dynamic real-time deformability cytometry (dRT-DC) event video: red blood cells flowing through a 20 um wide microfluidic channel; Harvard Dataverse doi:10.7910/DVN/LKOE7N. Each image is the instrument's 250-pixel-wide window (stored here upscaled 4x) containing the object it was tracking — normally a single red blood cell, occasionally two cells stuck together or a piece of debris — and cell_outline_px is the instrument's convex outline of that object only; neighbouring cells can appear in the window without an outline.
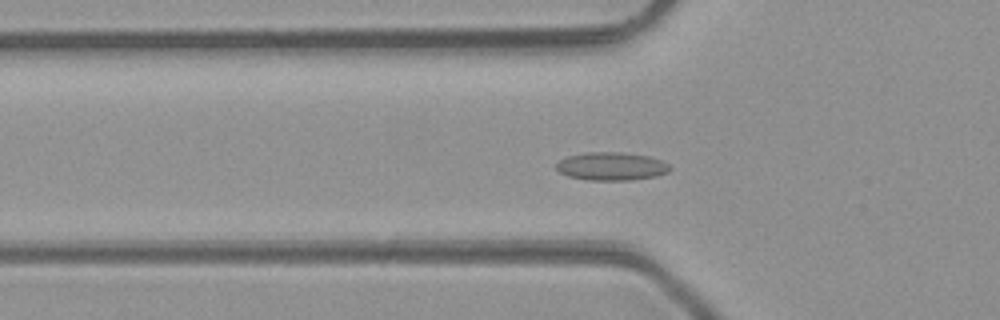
{"species": "common noctule bat (a hibernating species)", "species_latin": "Nyctalus noctula", "temperature_condition": "room temperature", "stored_images_in_passage": 48, "camera_frame_rate_fps": 3000, "um_per_image_px": 0.085, "animal": {"sex": "male", "body_mass_g": 23.1, "forearm_length_mm": 52.7}, "frame": {"image": 1, "passage_image": 16, "time_ms": 5.0, "image_size_px": [1000, 320], "cell_outline_px": [[672, 168], [668, 172], [656, 176], [632, 180], [588, 180], [568, 176], [560, 172], [556, 168], [556, 164], [560, 160], [568, 156], [584, 152], [620, 152], [648, 156], [660, 160], [668, 164]], "centroid_in_image_um": [51.97, 14.13], "position_along_channel_um": 73.8, "area_um2": 18.61}}
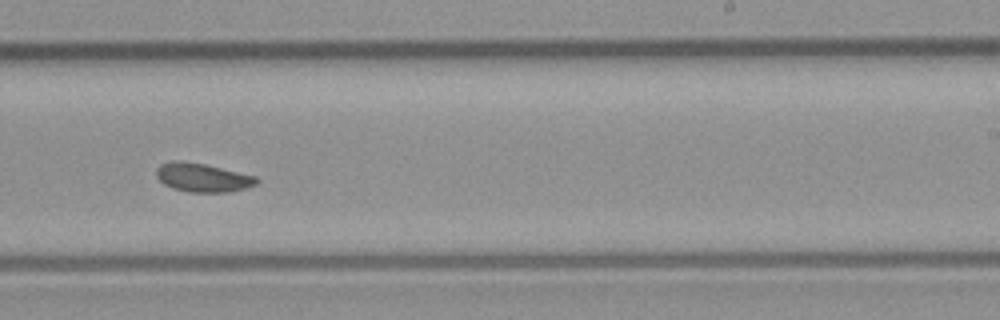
{"frame": {"image": 2, "passage_image": 30, "time_ms": 9.667, "image_size_px": [1000, 320], "cell_outline_px": [[260, 180], [256, 184], [244, 188], [228, 192], [188, 192], [172, 188], [164, 184], [156, 176], [156, 168], [160, 164], [172, 160], [180, 160], [204, 164], [256, 176]], "centroid_in_image_um": [17.19, 15.09], "position_along_channel_um": 271.8, "area_um2": 16.76}}
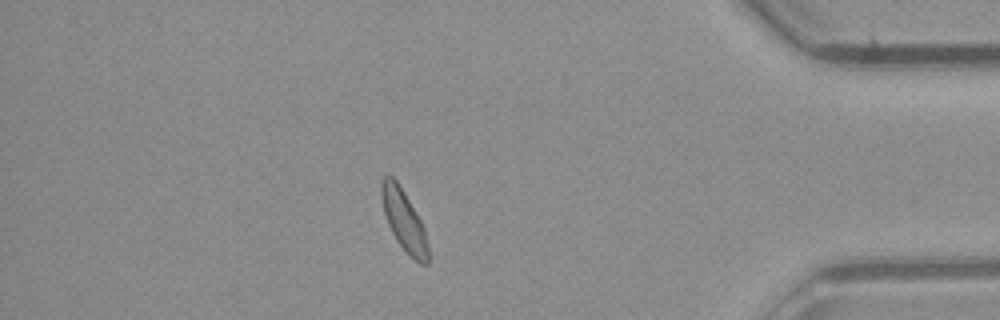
{"frame": {"image": 3, "passage_image": 42, "time_ms": 13.667, "image_size_px": [1000, 320], "cell_outline_px": [[428, 264], [420, 264], [408, 256], [396, 240], [388, 224], [384, 212], [380, 196], [380, 180], [384, 176], [392, 176], [396, 180], [404, 192], [420, 220], [424, 228], [428, 248]], "centroid_in_image_um": [34.31, 18.74], "position_along_channel_um": 400.9, "area_um2": 16.53}, "authors_computed_cell_mechanics": {"area_um2": 16.8776, "velocity_mm_per_s": 4.2254, "shape_relaxation_time_tau1_ms": null, "shape_relaxation_time_tau2_ms": 2.9698, "deformation_change_tau1": null, "deformation_change_tau2": 0.0742}}